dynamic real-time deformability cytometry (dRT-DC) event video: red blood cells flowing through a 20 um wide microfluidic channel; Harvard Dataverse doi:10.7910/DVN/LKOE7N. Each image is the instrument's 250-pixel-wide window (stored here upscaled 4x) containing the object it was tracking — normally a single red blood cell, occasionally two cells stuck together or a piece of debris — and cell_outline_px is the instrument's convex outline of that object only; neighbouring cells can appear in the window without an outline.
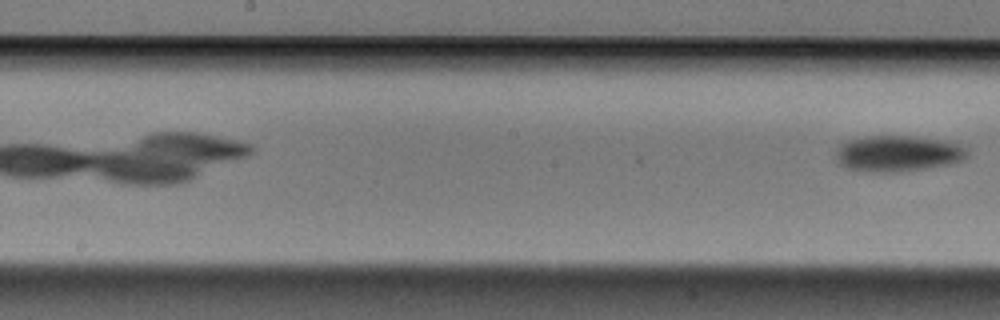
{"species": "Egyptian fruit bat (a non-hibernating species)", "species_latin": "Rousettus aegyptiacus", "temperature_condition": "cold", "stored_images_in_passage": 7, "camera_frame_rate_fps": 3000, "um_per_image_px": 0.085, "animal": {"sex": "male"}, "frame": {"image": 1, "passage_image": 7, "time_ms": 2.0, "image_size_px": [1000, 320], "cell_outline_px": [[968, 156], [964, 160], [952, 164], [896, 172], [876, 172], [844, 168], [836, 164], [836, 152], [840, 144], [848, 140], [868, 136], [908, 136], [944, 140], [968, 148]], "centroid_in_image_um": [76.31, 13.05], "position_along_channel_um": 171.9, "area_um2": 27.74}}